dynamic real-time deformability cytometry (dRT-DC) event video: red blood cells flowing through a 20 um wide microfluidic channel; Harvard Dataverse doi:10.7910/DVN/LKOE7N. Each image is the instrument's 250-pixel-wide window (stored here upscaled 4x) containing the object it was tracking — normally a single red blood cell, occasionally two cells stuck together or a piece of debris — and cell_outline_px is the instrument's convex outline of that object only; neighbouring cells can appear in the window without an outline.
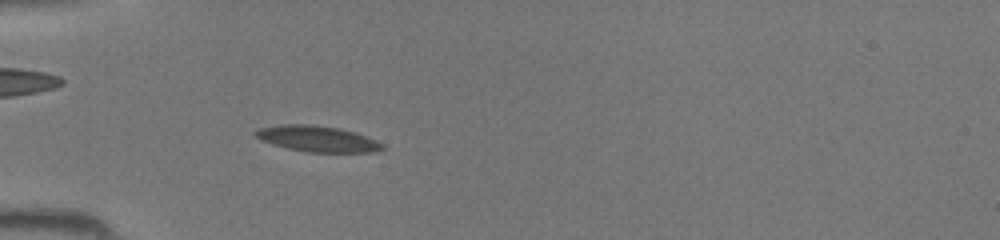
{"species": "common noctule bat (a hibernating species)", "species_latin": "Nyctalus noctula", "temperature_condition": "room temperature", "stored_images_in_passage": 30, "camera_frame_rate_fps": 3000, "um_per_image_px": 0.085, "animal": {"sex": "female", "body_mass_g": 19.5, "forearm_length_mm": 54.1}, "frame": {"image": 1, "passage_image": 4, "time_ms": 1.0, "image_size_px": [1000, 240], "cell_outline_px": [[384, 148], [372, 152], [308, 152], [288, 148], [272, 144], [260, 140], [252, 132], [260, 128], [280, 124], [308, 124], [336, 128], [352, 132], [364, 136], [384, 144]], "centroid_in_image_um": [26.91, 11.8], "position_along_channel_um": 58.1, "area_um2": 18.84}}
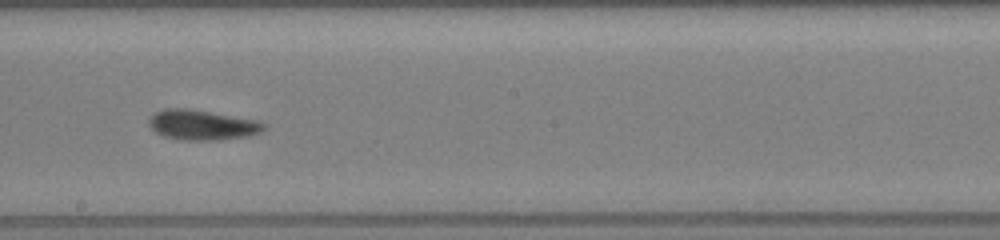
{"frame": {"image": 2, "passage_image": 16, "time_ms": 5.0, "image_size_px": [1000, 240], "cell_outline_px": [[264, 128], [260, 132], [248, 136], [220, 140], [180, 140], [164, 136], [156, 132], [148, 124], [148, 120], [156, 112], [164, 108], [188, 108], [256, 120], [264, 124]], "centroid_in_image_um": [17.14, 10.62], "position_along_channel_um": 231.1, "area_um2": 20.0}}
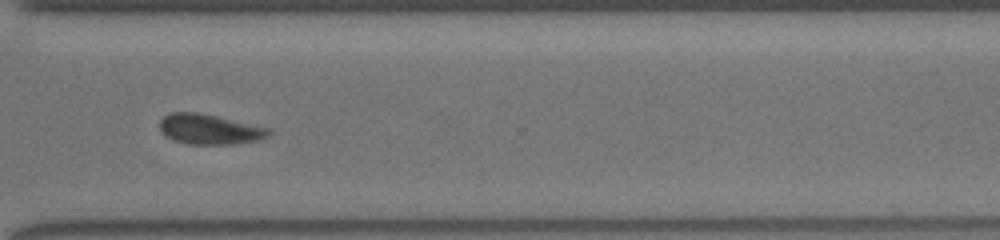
{"frame": {"image": 3, "passage_image": 24, "time_ms": 7.667, "image_size_px": [1000, 240], "cell_outline_px": [[272, 132], [268, 136], [256, 140], [236, 144], [188, 144], [164, 136], [160, 128], [160, 120], [164, 116], [172, 112], [196, 112], [216, 116], [268, 128]], "centroid_in_image_um": [17.78, 10.99], "position_along_channel_um": 352.8, "area_um2": 18.9}}